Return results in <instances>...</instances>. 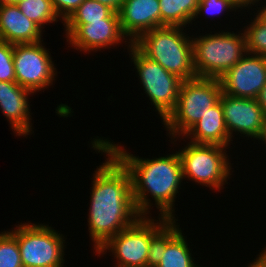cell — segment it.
Masks as SVG:
<instances>
[{
	"mask_svg": "<svg viewBox=\"0 0 266 267\" xmlns=\"http://www.w3.org/2000/svg\"><path fill=\"white\" fill-rule=\"evenodd\" d=\"M180 26H160L142 34L133 44L147 57L182 80L197 77L191 33Z\"/></svg>",
	"mask_w": 266,
	"mask_h": 267,
	"instance_id": "3957f363",
	"label": "cell"
},
{
	"mask_svg": "<svg viewBox=\"0 0 266 267\" xmlns=\"http://www.w3.org/2000/svg\"><path fill=\"white\" fill-rule=\"evenodd\" d=\"M51 226L27 221L9 229L17 238L23 267H65V235Z\"/></svg>",
	"mask_w": 266,
	"mask_h": 267,
	"instance_id": "52a82bcc",
	"label": "cell"
},
{
	"mask_svg": "<svg viewBox=\"0 0 266 267\" xmlns=\"http://www.w3.org/2000/svg\"><path fill=\"white\" fill-rule=\"evenodd\" d=\"M199 0H159L160 26L189 27L196 13Z\"/></svg>",
	"mask_w": 266,
	"mask_h": 267,
	"instance_id": "ac0fdd59",
	"label": "cell"
},
{
	"mask_svg": "<svg viewBox=\"0 0 266 267\" xmlns=\"http://www.w3.org/2000/svg\"><path fill=\"white\" fill-rule=\"evenodd\" d=\"M118 13L121 29L131 43L160 27L159 0H124Z\"/></svg>",
	"mask_w": 266,
	"mask_h": 267,
	"instance_id": "9a60e30c",
	"label": "cell"
},
{
	"mask_svg": "<svg viewBox=\"0 0 266 267\" xmlns=\"http://www.w3.org/2000/svg\"><path fill=\"white\" fill-rule=\"evenodd\" d=\"M63 29L68 47L90 54L119 45L125 42L129 48L132 44L124 35L119 19V13L113 12L108 18L89 23H63ZM125 40V41H124ZM124 41V42H123ZM113 46V47H112Z\"/></svg>",
	"mask_w": 266,
	"mask_h": 267,
	"instance_id": "8fae6325",
	"label": "cell"
},
{
	"mask_svg": "<svg viewBox=\"0 0 266 267\" xmlns=\"http://www.w3.org/2000/svg\"><path fill=\"white\" fill-rule=\"evenodd\" d=\"M22 0H0L1 5H17Z\"/></svg>",
	"mask_w": 266,
	"mask_h": 267,
	"instance_id": "d6a6232c",
	"label": "cell"
},
{
	"mask_svg": "<svg viewBox=\"0 0 266 267\" xmlns=\"http://www.w3.org/2000/svg\"><path fill=\"white\" fill-rule=\"evenodd\" d=\"M219 101L231 141L237 135L243 138L248 137L247 140L253 138L252 141H255L260 135L265 120L263 110L257 100L232 97L222 93Z\"/></svg>",
	"mask_w": 266,
	"mask_h": 267,
	"instance_id": "4fadbf2b",
	"label": "cell"
},
{
	"mask_svg": "<svg viewBox=\"0 0 266 267\" xmlns=\"http://www.w3.org/2000/svg\"><path fill=\"white\" fill-rule=\"evenodd\" d=\"M14 45L0 40V82H16Z\"/></svg>",
	"mask_w": 266,
	"mask_h": 267,
	"instance_id": "484cf974",
	"label": "cell"
},
{
	"mask_svg": "<svg viewBox=\"0 0 266 267\" xmlns=\"http://www.w3.org/2000/svg\"><path fill=\"white\" fill-rule=\"evenodd\" d=\"M42 42L14 44L16 83L35 95L36 92L42 90L44 92L54 85L58 74L50 49H47Z\"/></svg>",
	"mask_w": 266,
	"mask_h": 267,
	"instance_id": "30bf717a",
	"label": "cell"
},
{
	"mask_svg": "<svg viewBox=\"0 0 266 267\" xmlns=\"http://www.w3.org/2000/svg\"><path fill=\"white\" fill-rule=\"evenodd\" d=\"M192 35L193 64L197 77L220 78L246 54L243 29ZM238 32V33H237ZM200 35V36H199Z\"/></svg>",
	"mask_w": 266,
	"mask_h": 267,
	"instance_id": "5b68a950",
	"label": "cell"
},
{
	"mask_svg": "<svg viewBox=\"0 0 266 267\" xmlns=\"http://www.w3.org/2000/svg\"><path fill=\"white\" fill-rule=\"evenodd\" d=\"M114 11L96 0H85L64 23H89L108 18Z\"/></svg>",
	"mask_w": 266,
	"mask_h": 267,
	"instance_id": "603a6c76",
	"label": "cell"
},
{
	"mask_svg": "<svg viewBox=\"0 0 266 267\" xmlns=\"http://www.w3.org/2000/svg\"><path fill=\"white\" fill-rule=\"evenodd\" d=\"M103 5L111 8L114 12H119L124 0H96Z\"/></svg>",
	"mask_w": 266,
	"mask_h": 267,
	"instance_id": "f546056e",
	"label": "cell"
},
{
	"mask_svg": "<svg viewBox=\"0 0 266 267\" xmlns=\"http://www.w3.org/2000/svg\"><path fill=\"white\" fill-rule=\"evenodd\" d=\"M134 64L140 88L148 97L161 122L174 110L182 79L165 70L159 63L145 56L133 43L127 48Z\"/></svg>",
	"mask_w": 266,
	"mask_h": 267,
	"instance_id": "9c48e42d",
	"label": "cell"
},
{
	"mask_svg": "<svg viewBox=\"0 0 266 267\" xmlns=\"http://www.w3.org/2000/svg\"><path fill=\"white\" fill-rule=\"evenodd\" d=\"M239 11L242 13V10H240V8L232 0H199L192 22L194 21L195 23H199V21H196L199 17L201 18H199L200 21L205 18H212L213 15L214 17L220 18V15L224 13L230 14V12H234L235 16L236 12L239 13ZM202 17H204V19H202Z\"/></svg>",
	"mask_w": 266,
	"mask_h": 267,
	"instance_id": "d4e9b609",
	"label": "cell"
},
{
	"mask_svg": "<svg viewBox=\"0 0 266 267\" xmlns=\"http://www.w3.org/2000/svg\"><path fill=\"white\" fill-rule=\"evenodd\" d=\"M85 0H52L59 18L65 22Z\"/></svg>",
	"mask_w": 266,
	"mask_h": 267,
	"instance_id": "4316f807",
	"label": "cell"
},
{
	"mask_svg": "<svg viewBox=\"0 0 266 267\" xmlns=\"http://www.w3.org/2000/svg\"><path fill=\"white\" fill-rule=\"evenodd\" d=\"M0 267H23L17 238L5 229L0 232Z\"/></svg>",
	"mask_w": 266,
	"mask_h": 267,
	"instance_id": "cb8c5ba5",
	"label": "cell"
},
{
	"mask_svg": "<svg viewBox=\"0 0 266 267\" xmlns=\"http://www.w3.org/2000/svg\"><path fill=\"white\" fill-rule=\"evenodd\" d=\"M256 100L261 106L263 113H264V117L266 118V84L259 92Z\"/></svg>",
	"mask_w": 266,
	"mask_h": 267,
	"instance_id": "4dcf8cb0",
	"label": "cell"
},
{
	"mask_svg": "<svg viewBox=\"0 0 266 267\" xmlns=\"http://www.w3.org/2000/svg\"><path fill=\"white\" fill-rule=\"evenodd\" d=\"M180 230L166 245L162 258L156 267H203L197 261L187 241V236ZM193 256V257H192Z\"/></svg>",
	"mask_w": 266,
	"mask_h": 267,
	"instance_id": "d6986e66",
	"label": "cell"
},
{
	"mask_svg": "<svg viewBox=\"0 0 266 267\" xmlns=\"http://www.w3.org/2000/svg\"><path fill=\"white\" fill-rule=\"evenodd\" d=\"M257 11V12H256ZM243 26L247 53L266 56V16L258 9Z\"/></svg>",
	"mask_w": 266,
	"mask_h": 267,
	"instance_id": "ffe728a7",
	"label": "cell"
},
{
	"mask_svg": "<svg viewBox=\"0 0 266 267\" xmlns=\"http://www.w3.org/2000/svg\"><path fill=\"white\" fill-rule=\"evenodd\" d=\"M178 219H170L152 238L147 257V267H156L167 243L181 230ZM179 224V225H178Z\"/></svg>",
	"mask_w": 266,
	"mask_h": 267,
	"instance_id": "7402d4cb",
	"label": "cell"
},
{
	"mask_svg": "<svg viewBox=\"0 0 266 267\" xmlns=\"http://www.w3.org/2000/svg\"><path fill=\"white\" fill-rule=\"evenodd\" d=\"M151 216V213L150 216H140L132 225L111 237L95 256L104 257L110 252L116 259L114 267H147L151 238L170 220Z\"/></svg>",
	"mask_w": 266,
	"mask_h": 267,
	"instance_id": "ba28073f",
	"label": "cell"
},
{
	"mask_svg": "<svg viewBox=\"0 0 266 267\" xmlns=\"http://www.w3.org/2000/svg\"><path fill=\"white\" fill-rule=\"evenodd\" d=\"M185 141L186 145L178 149L183 179L195 182L218 192L225 189L228 179H231L232 165L227 153L229 147L216 144H195L184 140L183 137L169 139L173 146ZM178 140V141H177ZM177 141V142H176ZM176 142V143H175Z\"/></svg>",
	"mask_w": 266,
	"mask_h": 267,
	"instance_id": "277c9868",
	"label": "cell"
},
{
	"mask_svg": "<svg viewBox=\"0 0 266 267\" xmlns=\"http://www.w3.org/2000/svg\"><path fill=\"white\" fill-rule=\"evenodd\" d=\"M21 12L30 20L35 22L42 30L46 25H54L53 23L60 20L57 15L52 0H22L18 4Z\"/></svg>",
	"mask_w": 266,
	"mask_h": 267,
	"instance_id": "44dd1931",
	"label": "cell"
},
{
	"mask_svg": "<svg viewBox=\"0 0 266 267\" xmlns=\"http://www.w3.org/2000/svg\"><path fill=\"white\" fill-rule=\"evenodd\" d=\"M256 140H258L259 144H260V141H261V143L263 145L265 144V146H266V118L264 120L263 127H262V130L260 132V135L258 136V138Z\"/></svg>",
	"mask_w": 266,
	"mask_h": 267,
	"instance_id": "1f68e13d",
	"label": "cell"
},
{
	"mask_svg": "<svg viewBox=\"0 0 266 267\" xmlns=\"http://www.w3.org/2000/svg\"><path fill=\"white\" fill-rule=\"evenodd\" d=\"M91 148L106 158L93 173L88 213V231L93 252L111 237L132 225L141 215L132 197V181L128 169L97 137Z\"/></svg>",
	"mask_w": 266,
	"mask_h": 267,
	"instance_id": "6da1fadb",
	"label": "cell"
},
{
	"mask_svg": "<svg viewBox=\"0 0 266 267\" xmlns=\"http://www.w3.org/2000/svg\"><path fill=\"white\" fill-rule=\"evenodd\" d=\"M258 9L266 16V0L262 3Z\"/></svg>",
	"mask_w": 266,
	"mask_h": 267,
	"instance_id": "836d02e7",
	"label": "cell"
},
{
	"mask_svg": "<svg viewBox=\"0 0 266 267\" xmlns=\"http://www.w3.org/2000/svg\"><path fill=\"white\" fill-rule=\"evenodd\" d=\"M42 30L27 18L18 5L0 4V40L10 44H25L44 41Z\"/></svg>",
	"mask_w": 266,
	"mask_h": 267,
	"instance_id": "2e32d148",
	"label": "cell"
},
{
	"mask_svg": "<svg viewBox=\"0 0 266 267\" xmlns=\"http://www.w3.org/2000/svg\"><path fill=\"white\" fill-rule=\"evenodd\" d=\"M219 80L223 94L256 99L266 84V56L247 53Z\"/></svg>",
	"mask_w": 266,
	"mask_h": 267,
	"instance_id": "7c38bea8",
	"label": "cell"
},
{
	"mask_svg": "<svg viewBox=\"0 0 266 267\" xmlns=\"http://www.w3.org/2000/svg\"><path fill=\"white\" fill-rule=\"evenodd\" d=\"M33 94L16 82H0V110L16 137L27 138L34 133L29 103V97Z\"/></svg>",
	"mask_w": 266,
	"mask_h": 267,
	"instance_id": "5bb4252c",
	"label": "cell"
},
{
	"mask_svg": "<svg viewBox=\"0 0 266 267\" xmlns=\"http://www.w3.org/2000/svg\"><path fill=\"white\" fill-rule=\"evenodd\" d=\"M222 94L218 78L195 77L183 80L174 110L162 122L167 137H182L209 109L215 106Z\"/></svg>",
	"mask_w": 266,
	"mask_h": 267,
	"instance_id": "8992f818",
	"label": "cell"
},
{
	"mask_svg": "<svg viewBox=\"0 0 266 267\" xmlns=\"http://www.w3.org/2000/svg\"><path fill=\"white\" fill-rule=\"evenodd\" d=\"M265 0H235V4L242 10V11H244V12H246L245 11V9L247 10L248 9V11L249 10H253V9H255L256 10V8L258 9V6H261L262 5V3L264 2ZM255 5V6H254ZM256 7V8H252V7Z\"/></svg>",
	"mask_w": 266,
	"mask_h": 267,
	"instance_id": "83f0119b",
	"label": "cell"
},
{
	"mask_svg": "<svg viewBox=\"0 0 266 267\" xmlns=\"http://www.w3.org/2000/svg\"><path fill=\"white\" fill-rule=\"evenodd\" d=\"M247 264L248 267H266V246L262 248L256 259L252 260V262Z\"/></svg>",
	"mask_w": 266,
	"mask_h": 267,
	"instance_id": "f1b7e54d",
	"label": "cell"
},
{
	"mask_svg": "<svg viewBox=\"0 0 266 267\" xmlns=\"http://www.w3.org/2000/svg\"><path fill=\"white\" fill-rule=\"evenodd\" d=\"M97 138L128 169L137 212L141 216H150V210L156 205L158 216L176 219L174 203L177 193L183 189L181 183H186L182 182L184 179L178 151L165 156L158 155V158H144L129 153L126 146L112 142L108 137Z\"/></svg>",
	"mask_w": 266,
	"mask_h": 267,
	"instance_id": "7a4b0ae2",
	"label": "cell"
},
{
	"mask_svg": "<svg viewBox=\"0 0 266 267\" xmlns=\"http://www.w3.org/2000/svg\"><path fill=\"white\" fill-rule=\"evenodd\" d=\"M182 137L195 144H216L230 148L233 143L226 128L221 102L209 109Z\"/></svg>",
	"mask_w": 266,
	"mask_h": 267,
	"instance_id": "e0dca14e",
	"label": "cell"
}]
</instances>
